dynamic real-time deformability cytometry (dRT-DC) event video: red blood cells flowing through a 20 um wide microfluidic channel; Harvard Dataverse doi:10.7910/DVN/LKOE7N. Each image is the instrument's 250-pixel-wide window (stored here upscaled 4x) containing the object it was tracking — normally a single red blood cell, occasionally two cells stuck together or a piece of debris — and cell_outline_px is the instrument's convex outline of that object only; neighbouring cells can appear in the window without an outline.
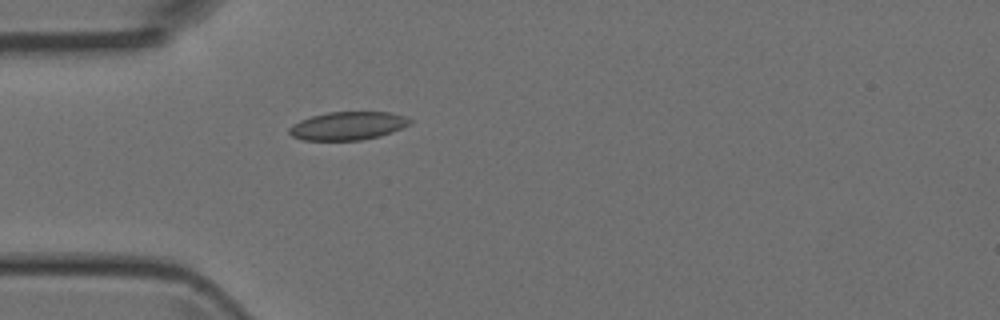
{"species": "Egyptian fruit bat (a non-hibernating species)", "species_latin": "Rousettus aegyptiacus", "temperature_condition": "room temperature", "stored_images_in_passage": 35, "camera_frame_rate_fps": 3000, "um_per_image_px": 0.085, "animal": {"sex": "female"}, "frame": {"image": 1, "passage_image": 1, "time_ms": 0.0, "image_size_px": [1000, 320], "cell_outline_px": [[412, 124], [392, 132], [380, 136], [360, 140], [304, 140], [292, 136], [288, 132], [288, 128], [292, 124], [300, 120], [312, 116], [328, 112], [388, 112], [404, 116], [412, 120]], "centroid_in_image_um": [29.57, 10.69], "position_along_channel_um": 55.4, "area_um2": 19.88}}
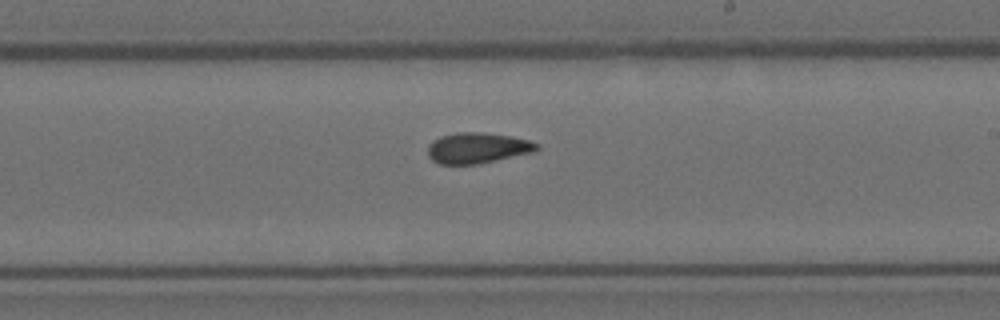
{"frame": {"image": 2, "passage_image": 15, "time_ms": 4.667, "image_size_px": [1000, 320], "cell_outline_px": [[540, 148], [532, 152], [476, 164], [440, 164], [432, 160], [428, 156], [428, 144], [440, 136], [456, 132], [484, 132], [512, 136], [528, 140], [540, 144]], "centroid_in_image_um": [40.57, 12.56], "position_along_channel_um": 248.4, "area_um2": 19.48}}
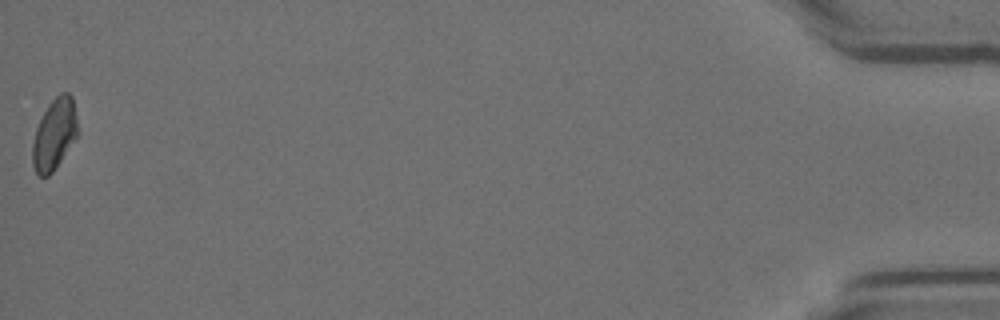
{"frame": {"image": 3, "passage_image": 35, "time_ms": 11.333, "image_size_px": [1000, 320], "cell_outline_px": [[80, 132], [52, 172], [48, 176], [40, 176], [36, 172], [32, 164], [32, 144], [36, 128], [48, 104], [60, 92], [68, 92], [72, 96]], "centroid_in_image_um": [4.64, 11.38], "position_along_channel_um": 430.6, "area_um2": 18.73}}